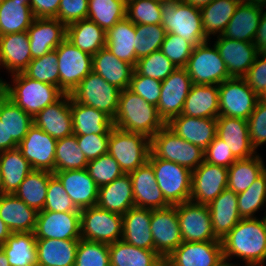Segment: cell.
<instances>
[{
	"instance_id": "6da1fadb",
	"label": "cell",
	"mask_w": 266,
	"mask_h": 266,
	"mask_svg": "<svg viewBox=\"0 0 266 266\" xmlns=\"http://www.w3.org/2000/svg\"><path fill=\"white\" fill-rule=\"evenodd\" d=\"M224 260L236 256L246 262L245 266H263L266 260V227L262 220L242 218L221 239Z\"/></svg>"
},
{
	"instance_id": "7a4b0ae2",
	"label": "cell",
	"mask_w": 266,
	"mask_h": 266,
	"mask_svg": "<svg viewBox=\"0 0 266 266\" xmlns=\"http://www.w3.org/2000/svg\"><path fill=\"white\" fill-rule=\"evenodd\" d=\"M113 126L124 131L140 133L151 139L164 125L157 107L145 101L129 88L121 90Z\"/></svg>"
},
{
	"instance_id": "3957f363",
	"label": "cell",
	"mask_w": 266,
	"mask_h": 266,
	"mask_svg": "<svg viewBox=\"0 0 266 266\" xmlns=\"http://www.w3.org/2000/svg\"><path fill=\"white\" fill-rule=\"evenodd\" d=\"M12 77L15 86L8 84V98L33 118L65 94L58 86L31 79L23 72Z\"/></svg>"
},
{
	"instance_id": "277c9868",
	"label": "cell",
	"mask_w": 266,
	"mask_h": 266,
	"mask_svg": "<svg viewBox=\"0 0 266 266\" xmlns=\"http://www.w3.org/2000/svg\"><path fill=\"white\" fill-rule=\"evenodd\" d=\"M161 25L166 33L181 36L194 47L209 41L202 25L201 11L181 0L161 1Z\"/></svg>"
},
{
	"instance_id": "5b68a950",
	"label": "cell",
	"mask_w": 266,
	"mask_h": 266,
	"mask_svg": "<svg viewBox=\"0 0 266 266\" xmlns=\"http://www.w3.org/2000/svg\"><path fill=\"white\" fill-rule=\"evenodd\" d=\"M151 152L157 157L194 171L204 161V150L172 131L166 124L150 139Z\"/></svg>"
},
{
	"instance_id": "8992f818",
	"label": "cell",
	"mask_w": 266,
	"mask_h": 266,
	"mask_svg": "<svg viewBox=\"0 0 266 266\" xmlns=\"http://www.w3.org/2000/svg\"><path fill=\"white\" fill-rule=\"evenodd\" d=\"M150 151V139L147 136L114 126L111 128L108 153L119 163L124 174L143 166L148 161Z\"/></svg>"
},
{
	"instance_id": "52a82bcc",
	"label": "cell",
	"mask_w": 266,
	"mask_h": 266,
	"mask_svg": "<svg viewBox=\"0 0 266 266\" xmlns=\"http://www.w3.org/2000/svg\"><path fill=\"white\" fill-rule=\"evenodd\" d=\"M147 162L152 166L157 184L170 205L190 200L191 170L177 163L157 158L151 151Z\"/></svg>"
},
{
	"instance_id": "ba28073f",
	"label": "cell",
	"mask_w": 266,
	"mask_h": 266,
	"mask_svg": "<svg viewBox=\"0 0 266 266\" xmlns=\"http://www.w3.org/2000/svg\"><path fill=\"white\" fill-rule=\"evenodd\" d=\"M120 92L115 85L109 84L91 71L70 95L76 102L98 109L113 120L118 109Z\"/></svg>"
},
{
	"instance_id": "9c48e42d",
	"label": "cell",
	"mask_w": 266,
	"mask_h": 266,
	"mask_svg": "<svg viewBox=\"0 0 266 266\" xmlns=\"http://www.w3.org/2000/svg\"><path fill=\"white\" fill-rule=\"evenodd\" d=\"M81 239L112 244L122 239V215L97 206L80 210Z\"/></svg>"
},
{
	"instance_id": "30bf717a",
	"label": "cell",
	"mask_w": 266,
	"mask_h": 266,
	"mask_svg": "<svg viewBox=\"0 0 266 266\" xmlns=\"http://www.w3.org/2000/svg\"><path fill=\"white\" fill-rule=\"evenodd\" d=\"M208 42L193 48L185 67L193 84L219 85L231 78L215 44L210 48Z\"/></svg>"
},
{
	"instance_id": "8fae6325",
	"label": "cell",
	"mask_w": 266,
	"mask_h": 266,
	"mask_svg": "<svg viewBox=\"0 0 266 266\" xmlns=\"http://www.w3.org/2000/svg\"><path fill=\"white\" fill-rule=\"evenodd\" d=\"M55 51L59 66V88L65 94H70L93 70V56L81 51L66 38Z\"/></svg>"
},
{
	"instance_id": "7c38bea8",
	"label": "cell",
	"mask_w": 266,
	"mask_h": 266,
	"mask_svg": "<svg viewBox=\"0 0 266 266\" xmlns=\"http://www.w3.org/2000/svg\"><path fill=\"white\" fill-rule=\"evenodd\" d=\"M219 116L248 120L254 111L258 95L243 78L231 77L218 85Z\"/></svg>"
},
{
	"instance_id": "4fadbf2b",
	"label": "cell",
	"mask_w": 266,
	"mask_h": 266,
	"mask_svg": "<svg viewBox=\"0 0 266 266\" xmlns=\"http://www.w3.org/2000/svg\"><path fill=\"white\" fill-rule=\"evenodd\" d=\"M175 207L183 242L221 241L214 235L207 205L189 200Z\"/></svg>"
},
{
	"instance_id": "5bb4252c",
	"label": "cell",
	"mask_w": 266,
	"mask_h": 266,
	"mask_svg": "<svg viewBox=\"0 0 266 266\" xmlns=\"http://www.w3.org/2000/svg\"><path fill=\"white\" fill-rule=\"evenodd\" d=\"M150 229L154 250L163 259L183 242L175 205L162 209H151Z\"/></svg>"
},
{
	"instance_id": "9a60e30c",
	"label": "cell",
	"mask_w": 266,
	"mask_h": 266,
	"mask_svg": "<svg viewBox=\"0 0 266 266\" xmlns=\"http://www.w3.org/2000/svg\"><path fill=\"white\" fill-rule=\"evenodd\" d=\"M192 84L186 68H177L162 81L157 112L165 124L181 114Z\"/></svg>"
},
{
	"instance_id": "2e32d148",
	"label": "cell",
	"mask_w": 266,
	"mask_h": 266,
	"mask_svg": "<svg viewBox=\"0 0 266 266\" xmlns=\"http://www.w3.org/2000/svg\"><path fill=\"white\" fill-rule=\"evenodd\" d=\"M57 139L33 124L18 149L33 170L54 172Z\"/></svg>"
},
{
	"instance_id": "e0dca14e",
	"label": "cell",
	"mask_w": 266,
	"mask_h": 266,
	"mask_svg": "<svg viewBox=\"0 0 266 266\" xmlns=\"http://www.w3.org/2000/svg\"><path fill=\"white\" fill-rule=\"evenodd\" d=\"M223 260L221 241L182 242L164 259L168 266H218Z\"/></svg>"
},
{
	"instance_id": "ac0fdd59",
	"label": "cell",
	"mask_w": 266,
	"mask_h": 266,
	"mask_svg": "<svg viewBox=\"0 0 266 266\" xmlns=\"http://www.w3.org/2000/svg\"><path fill=\"white\" fill-rule=\"evenodd\" d=\"M228 168L203 161L192 171L190 200L208 205L227 188Z\"/></svg>"
},
{
	"instance_id": "d6986e66",
	"label": "cell",
	"mask_w": 266,
	"mask_h": 266,
	"mask_svg": "<svg viewBox=\"0 0 266 266\" xmlns=\"http://www.w3.org/2000/svg\"><path fill=\"white\" fill-rule=\"evenodd\" d=\"M34 235L36 239H81L80 212L39 211Z\"/></svg>"
},
{
	"instance_id": "ffe728a7",
	"label": "cell",
	"mask_w": 266,
	"mask_h": 266,
	"mask_svg": "<svg viewBox=\"0 0 266 266\" xmlns=\"http://www.w3.org/2000/svg\"><path fill=\"white\" fill-rule=\"evenodd\" d=\"M215 46L226 64L230 77L242 78L259 53L254 43L217 36Z\"/></svg>"
},
{
	"instance_id": "44dd1931",
	"label": "cell",
	"mask_w": 266,
	"mask_h": 266,
	"mask_svg": "<svg viewBox=\"0 0 266 266\" xmlns=\"http://www.w3.org/2000/svg\"><path fill=\"white\" fill-rule=\"evenodd\" d=\"M32 59L55 50L66 38V26L56 18H35L27 30Z\"/></svg>"
},
{
	"instance_id": "7402d4cb",
	"label": "cell",
	"mask_w": 266,
	"mask_h": 266,
	"mask_svg": "<svg viewBox=\"0 0 266 266\" xmlns=\"http://www.w3.org/2000/svg\"><path fill=\"white\" fill-rule=\"evenodd\" d=\"M71 95L64 94L58 101L42 109L34 124L55 139L73 134V117L70 109Z\"/></svg>"
},
{
	"instance_id": "603a6c76",
	"label": "cell",
	"mask_w": 266,
	"mask_h": 266,
	"mask_svg": "<svg viewBox=\"0 0 266 266\" xmlns=\"http://www.w3.org/2000/svg\"><path fill=\"white\" fill-rule=\"evenodd\" d=\"M132 180L135 207L145 209H162L170 204L165 200L157 184L152 166L146 162L129 173Z\"/></svg>"
},
{
	"instance_id": "cb8c5ba5",
	"label": "cell",
	"mask_w": 266,
	"mask_h": 266,
	"mask_svg": "<svg viewBox=\"0 0 266 266\" xmlns=\"http://www.w3.org/2000/svg\"><path fill=\"white\" fill-rule=\"evenodd\" d=\"M78 209L96 206L98 189L87 169L53 172Z\"/></svg>"
},
{
	"instance_id": "d4e9b609",
	"label": "cell",
	"mask_w": 266,
	"mask_h": 266,
	"mask_svg": "<svg viewBox=\"0 0 266 266\" xmlns=\"http://www.w3.org/2000/svg\"><path fill=\"white\" fill-rule=\"evenodd\" d=\"M166 125L179 137L203 150L217 135V118H196L180 114Z\"/></svg>"
},
{
	"instance_id": "484cf974",
	"label": "cell",
	"mask_w": 266,
	"mask_h": 266,
	"mask_svg": "<svg viewBox=\"0 0 266 266\" xmlns=\"http://www.w3.org/2000/svg\"><path fill=\"white\" fill-rule=\"evenodd\" d=\"M217 136L227 144L237 159L250 158L256 153L250 142L248 121L245 119L219 116Z\"/></svg>"
},
{
	"instance_id": "4316f807",
	"label": "cell",
	"mask_w": 266,
	"mask_h": 266,
	"mask_svg": "<svg viewBox=\"0 0 266 266\" xmlns=\"http://www.w3.org/2000/svg\"><path fill=\"white\" fill-rule=\"evenodd\" d=\"M214 235L223 239L242 219L238 211L237 193L226 188L208 205Z\"/></svg>"
},
{
	"instance_id": "83f0119b",
	"label": "cell",
	"mask_w": 266,
	"mask_h": 266,
	"mask_svg": "<svg viewBox=\"0 0 266 266\" xmlns=\"http://www.w3.org/2000/svg\"><path fill=\"white\" fill-rule=\"evenodd\" d=\"M96 206L121 215L135 207L130 175L123 174L113 182L99 187Z\"/></svg>"
},
{
	"instance_id": "f1b7e54d",
	"label": "cell",
	"mask_w": 266,
	"mask_h": 266,
	"mask_svg": "<svg viewBox=\"0 0 266 266\" xmlns=\"http://www.w3.org/2000/svg\"><path fill=\"white\" fill-rule=\"evenodd\" d=\"M32 61L27 31L0 36V65L12 74L23 72Z\"/></svg>"
},
{
	"instance_id": "f546056e",
	"label": "cell",
	"mask_w": 266,
	"mask_h": 266,
	"mask_svg": "<svg viewBox=\"0 0 266 266\" xmlns=\"http://www.w3.org/2000/svg\"><path fill=\"white\" fill-rule=\"evenodd\" d=\"M262 13L263 7L242 0L221 35L228 39L253 43Z\"/></svg>"
},
{
	"instance_id": "4dcf8cb0",
	"label": "cell",
	"mask_w": 266,
	"mask_h": 266,
	"mask_svg": "<svg viewBox=\"0 0 266 266\" xmlns=\"http://www.w3.org/2000/svg\"><path fill=\"white\" fill-rule=\"evenodd\" d=\"M151 209L133 207L122 215V240L142 249L154 250Z\"/></svg>"
},
{
	"instance_id": "1f68e13d",
	"label": "cell",
	"mask_w": 266,
	"mask_h": 266,
	"mask_svg": "<svg viewBox=\"0 0 266 266\" xmlns=\"http://www.w3.org/2000/svg\"><path fill=\"white\" fill-rule=\"evenodd\" d=\"M70 109L73 117L74 135H110L111 128L113 127V121L104 112L91 106L80 104L72 97Z\"/></svg>"
},
{
	"instance_id": "d6a6232c",
	"label": "cell",
	"mask_w": 266,
	"mask_h": 266,
	"mask_svg": "<svg viewBox=\"0 0 266 266\" xmlns=\"http://www.w3.org/2000/svg\"><path fill=\"white\" fill-rule=\"evenodd\" d=\"M181 114L196 118H218V85L192 84Z\"/></svg>"
},
{
	"instance_id": "836d02e7",
	"label": "cell",
	"mask_w": 266,
	"mask_h": 266,
	"mask_svg": "<svg viewBox=\"0 0 266 266\" xmlns=\"http://www.w3.org/2000/svg\"><path fill=\"white\" fill-rule=\"evenodd\" d=\"M37 213L14 194L0 195V218L11 232H34Z\"/></svg>"
},
{
	"instance_id": "e575fe53",
	"label": "cell",
	"mask_w": 266,
	"mask_h": 266,
	"mask_svg": "<svg viewBox=\"0 0 266 266\" xmlns=\"http://www.w3.org/2000/svg\"><path fill=\"white\" fill-rule=\"evenodd\" d=\"M120 90L129 88L134 66L116 58L105 46L93 55V70Z\"/></svg>"
},
{
	"instance_id": "d590c367",
	"label": "cell",
	"mask_w": 266,
	"mask_h": 266,
	"mask_svg": "<svg viewBox=\"0 0 266 266\" xmlns=\"http://www.w3.org/2000/svg\"><path fill=\"white\" fill-rule=\"evenodd\" d=\"M79 239H36L37 266H75Z\"/></svg>"
},
{
	"instance_id": "8d00e7d4",
	"label": "cell",
	"mask_w": 266,
	"mask_h": 266,
	"mask_svg": "<svg viewBox=\"0 0 266 266\" xmlns=\"http://www.w3.org/2000/svg\"><path fill=\"white\" fill-rule=\"evenodd\" d=\"M135 37V24L126 17L106 32V47L116 58L135 67Z\"/></svg>"
},
{
	"instance_id": "74e56055",
	"label": "cell",
	"mask_w": 266,
	"mask_h": 266,
	"mask_svg": "<svg viewBox=\"0 0 266 266\" xmlns=\"http://www.w3.org/2000/svg\"><path fill=\"white\" fill-rule=\"evenodd\" d=\"M66 39L81 51L92 56L106 46V32L89 19H82L67 25Z\"/></svg>"
},
{
	"instance_id": "f35d334b",
	"label": "cell",
	"mask_w": 266,
	"mask_h": 266,
	"mask_svg": "<svg viewBox=\"0 0 266 266\" xmlns=\"http://www.w3.org/2000/svg\"><path fill=\"white\" fill-rule=\"evenodd\" d=\"M110 266H161L165 261L155 251L118 240L109 245Z\"/></svg>"
},
{
	"instance_id": "ab89813d",
	"label": "cell",
	"mask_w": 266,
	"mask_h": 266,
	"mask_svg": "<svg viewBox=\"0 0 266 266\" xmlns=\"http://www.w3.org/2000/svg\"><path fill=\"white\" fill-rule=\"evenodd\" d=\"M0 248L10 266H37V247L34 232H12Z\"/></svg>"
},
{
	"instance_id": "60d3db41",
	"label": "cell",
	"mask_w": 266,
	"mask_h": 266,
	"mask_svg": "<svg viewBox=\"0 0 266 266\" xmlns=\"http://www.w3.org/2000/svg\"><path fill=\"white\" fill-rule=\"evenodd\" d=\"M0 121L7 129V150L18 148L29 128L34 124L33 117L7 98L0 105Z\"/></svg>"
},
{
	"instance_id": "b9f144b4",
	"label": "cell",
	"mask_w": 266,
	"mask_h": 266,
	"mask_svg": "<svg viewBox=\"0 0 266 266\" xmlns=\"http://www.w3.org/2000/svg\"><path fill=\"white\" fill-rule=\"evenodd\" d=\"M30 163L16 148L0 152V171L3 181V194H14L25 177L32 171Z\"/></svg>"
},
{
	"instance_id": "7bdbcfd3",
	"label": "cell",
	"mask_w": 266,
	"mask_h": 266,
	"mask_svg": "<svg viewBox=\"0 0 266 266\" xmlns=\"http://www.w3.org/2000/svg\"><path fill=\"white\" fill-rule=\"evenodd\" d=\"M34 19L29 4L21 0L0 1V36L27 31Z\"/></svg>"
},
{
	"instance_id": "ee69618b",
	"label": "cell",
	"mask_w": 266,
	"mask_h": 266,
	"mask_svg": "<svg viewBox=\"0 0 266 266\" xmlns=\"http://www.w3.org/2000/svg\"><path fill=\"white\" fill-rule=\"evenodd\" d=\"M54 174L45 170H32L19 185L14 195L37 212L42 211L47 196L49 179Z\"/></svg>"
},
{
	"instance_id": "f6af8a7d",
	"label": "cell",
	"mask_w": 266,
	"mask_h": 266,
	"mask_svg": "<svg viewBox=\"0 0 266 266\" xmlns=\"http://www.w3.org/2000/svg\"><path fill=\"white\" fill-rule=\"evenodd\" d=\"M265 170L266 167L259 155L237 159L228 167L227 188L237 194L246 191Z\"/></svg>"
},
{
	"instance_id": "bcb514c9",
	"label": "cell",
	"mask_w": 266,
	"mask_h": 266,
	"mask_svg": "<svg viewBox=\"0 0 266 266\" xmlns=\"http://www.w3.org/2000/svg\"><path fill=\"white\" fill-rule=\"evenodd\" d=\"M242 0H214L200 9L205 35H221Z\"/></svg>"
},
{
	"instance_id": "7dc6e473",
	"label": "cell",
	"mask_w": 266,
	"mask_h": 266,
	"mask_svg": "<svg viewBox=\"0 0 266 266\" xmlns=\"http://www.w3.org/2000/svg\"><path fill=\"white\" fill-rule=\"evenodd\" d=\"M127 3L123 0H89L87 19L105 32L126 18Z\"/></svg>"
},
{
	"instance_id": "c3c4849f",
	"label": "cell",
	"mask_w": 266,
	"mask_h": 266,
	"mask_svg": "<svg viewBox=\"0 0 266 266\" xmlns=\"http://www.w3.org/2000/svg\"><path fill=\"white\" fill-rule=\"evenodd\" d=\"M88 162L78 146L76 135L57 140L54 172L85 169Z\"/></svg>"
},
{
	"instance_id": "681fc988",
	"label": "cell",
	"mask_w": 266,
	"mask_h": 266,
	"mask_svg": "<svg viewBox=\"0 0 266 266\" xmlns=\"http://www.w3.org/2000/svg\"><path fill=\"white\" fill-rule=\"evenodd\" d=\"M135 33L134 48L137 59L160 50L166 35V31L161 24H135Z\"/></svg>"
},
{
	"instance_id": "f907efd6",
	"label": "cell",
	"mask_w": 266,
	"mask_h": 266,
	"mask_svg": "<svg viewBox=\"0 0 266 266\" xmlns=\"http://www.w3.org/2000/svg\"><path fill=\"white\" fill-rule=\"evenodd\" d=\"M238 211L241 218H254V213L266 202V170L251 186L237 194Z\"/></svg>"
},
{
	"instance_id": "816d5d0a",
	"label": "cell",
	"mask_w": 266,
	"mask_h": 266,
	"mask_svg": "<svg viewBox=\"0 0 266 266\" xmlns=\"http://www.w3.org/2000/svg\"><path fill=\"white\" fill-rule=\"evenodd\" d=\"M58 58L55 50L32 59L23 73L34 80L59 87Z\"/></svg>"
},
{
	"instance_id": "f5cc1de1",
	"label": "cell",
	"mask_w": 266,
	"mask_h": 266,
	"mask_svg": "<svg viewBox=\"0 0 266 266\" xmlns=\"http://www.w3.org/2000/svg\"><path fill=\"white\" fill-rule=\"evenodd\" d=\"M177 67L160 51L137 60L134 70L139 74L159 81L165 80Z\"/></svg>"
},
{
	"instance_id": "db71d44e",
	"label": "cell",
	"mask_w": 266,
	"mask_h": 266,
	"mask_svg": "<svg viewBox=\"0 0 266 266\" xmlns=\"http://www.w3.org/2000/svg\"><path fill=\"white\" fill-rule=\"evenodd\" d=\"M126 17L134 24H160L162 19L161 1L130 0L127 2Z\"/></svg>"
},
{
	"instance_id": "11a10c76",
	"label": "cell",
	"mask_w": 266,
	"mask_h": 266,
	"mask_svg": "<svg viewBox=\"0 0 266 266\" xmlns=\"http://www.w3.org/2000/svg\"><path fill=\"white\" fill-rule=\"evenodd\" d=\"M86 169L98 187L109 184L124 174L119 163L109 153L90 160Z\"/></svg>"
},
{
	"instance_id": "9f6ffc18",
	"label": "cell",
	"mask_w": 266,
	"mask_h": 266,
	"mask_svg": "<svg viewBox=\"0 0 266 266\" xmlns=\"http://www.w3.org/2000/svg\"><path fill=\"white\" fill-rule=\"evenodd\" d=\"M75 266H110L109 245L79 239Z\"/></svg>"
},
{
	"instance_id": "6f0895ef",
	"label": "cell",
	"mask_w": 266,
	"mask_h": 266,
	"mask_svg": "<svg viewBox=\"0 0 266 266\" xmlns=\"http://www.w3.org/2000/svg\"><path fill=\"white\" fill-rule=\"evenodd\" d=\"M194 46L181 36L166 33L160 51L177 67L185 68Z\"/></svg>"
},
{
	"instance_id": "680465c9",
	"label": "cell",
	"mask_w": 266,
	"mask_h": 266,
	"mask_svg": "<svg viewBox=\"0 0 266 266\" xmlns=\"http://www.w3.org/2000/svg\"><path fill=\"white\" fill-rule=\"evenodd\" d=\"M42 211L80 212L55 175L49 179L46 201Z\"/></svg>"
},
{
	"instance_id": "91938a15",
	"label": "cell",
	"mask_w": 266,
	"mask_h": 266,
	"mask_svg": "<svg viewBox=\"0 0 266 266\" xmlns=\"http://www.w3.org/2000/svg\"><path fill=\"white\" fill-rule=\"evenodd\" d=\"M162 82L133 72L129 89L141 96L145 101L157 107Z\"/></svg>"
},
{
	"instance_id": "94428289",
	"label": "cell",
	"mask_w": 266,
	"mask_h": 266,
	"mask_svg": "<svg viewBox=\"0 0 266 266\" xmlns=\"http://www.w3.org/2000/svg\"><path fill=\"white\" fill-rule=\"evenodd\" d=\"M247 121L250 142L256 150L258 146L266 142V104L258 101Z\"/></svg>"
},
{
	"instance_id": "6125c7cd",
	"label": "cell",
	"mask_w": 266,
	"mask_h": 266,
	"mask_svg": "<svg viewBox=\"0 0 266 266\" xmlns=\"http://www.w3.org/2000/svg\"><path fill=\"white\" fill-rule=\"evenodd\" d=\"M204 152V161L225 168L230 167L237 160L230 148L227 147V144L217 135Z\"/></svg>"
},
{
	"instance_id": "be15d7a7",
	"label": "cell",
	"mask_w": 266,
	"mask_h": 266,
	"mask_svg": "<svg viewBox=\"0 0 266 266\" xmlns=\"http://www.w3.org/2000/svg\"><path fill=\"white\" fill-rule=\"evenodd\" d=\"M89 0H61L56 19L65 26L87 19Z\"/></svg>"
},
{
	"instance_id": "e7e4bbea",
	"label": "cell",
	"mask_w": 266,
	"mask_h": 266,
	"mask_svg": "<svg viewBox=\"0 0 266 266\" xmlns=\"http://www.w3.org/2000/svg\"><path fill=\"white\" fill-rule=\"evenodd\" d=\"M110 135H83L76 136L77 143L88 161L108 153V140Z\"/></svg>"
},
{
	"instance_id": "03108f58",
	"label": "cell",
	"mask_w": 266,
	"mask_h": 266,
	"mask_svg": "<svg viewBox=\"0 0 266 266\" xmlns=\"http://www.w3.org/2000/svg\"><path fill=\"white\" fill-rule=\"evenodd\" d=\"M242 78L257 95L266 89V53H258L255 62Z\"/></svg>"
},
{
	"instance_id": "003e7915",
	"label": "cell",
	"mask_w": 266,
	"mask_h": 266,
	"mask_svg": "<svg viewBox=\"0 0 266 266\" xmlns=\"http://www.w3.org/2000/svg\"><path fill=\"white\" fill-rule=\"evenodd\" d=\"M61 0H31L35 18H56Z\"/></svg>"
},
{
	"instance_id": "a7ac6f4b",
	"label": "cell",
	"mask_w": 266,
	"mask_h": 266,
	"mask_svg": "<svg viewBox=\"0 0 266 266\" xmlns=\"http://www.w3.org/2000/svg\"><path fill=\"white\" fill-rule=\"evenodd\" d=\"M254 45L259 52L266 53V12L261 15L260 23L254 39Z\"/></svg>"
},
{
	"instance_id": "89a4df30",
	"label": "cell",
	"mask_w": 266,
	"mask_h": 266,
	"mask_svg": "<svg viewBox=\"0 0 266 266\" xmlns=\"http://www.w3.org/2000/svg\"><path fill=\"white\" fill-rule=\"evenodd\" d=\"M7 151V129L4 122L0 121V152Z\"/></svg>"
},
{
	"instance_id": "2644e50d",
	"label": "cell",
	"mask_w": 266,
	"mask_h": 266,
	"mask_svg": "<svg viewBox=\"0 0 266 266\" xmlns=\"http://www.w3.org/2000/svg\"><path fill=\"white\" fill-rule=\"evenodd\" d=\"M11 231L4 223V221L0 218V244L4 243L6 239L11 235Z\"/></svg>"
},
{
	"instance_id": "8c879c8a",
	"label": "cell",
	"mask_w": 266,
	"mask_h": 266,
	"mask_svg": "<svg viewBox=\"0 0 266 266\" xmlns=\"http://www.w3.org/2000/svg\"><path fill=\"white\" fill-rule=\"evenodd\" d=\"M181 1L195 8L201 9L204 6L213 2L214 0H181Z\"/></svg>"
},
{
	"instance_id": "753ad0ef",
	"label": "cell",
	"mask_w": 266,
	"mask_h": 266,
	"mask_svg": "<svg viewBox=\"0 0 266 266\" xmlns=\"http://www.w3.org/2000/svg\"><path fill=\"white\" fill-rule=\"evenodd\" d=\"M8 84L0 79V105L8 98Z\"/></svg>"
},
{
	"instance_id": "34e18365",
	"label": "cell",
	"mask_w": 266,
	"mask_h": 266,
	"mask_svg": "<svg viewBox=\"0 0 266 266\" xmlns=\"http://www.w3.org/2000/svg\"><path fill=\"white\" fill-rule=\"evenodd\" d=\"M0 266H10L7 260V256L1 248H0Z\"/></svg>"
},
{
	"instance_id": "11e5206c",
	"label": "cell",
	"mask_w": 266,
	"mask_h": 266,
	"mask_svg": "<svg viewBox=\"0 0 266 266\" xmlns=\"http://www.w3.org/2000/svg\"><path fill=\"white\" fill-rule=\"evenodd\" d=\"M243 1L260 7L266 6V0H243Z\"/></svg>"
},
{
	"instance_id": "2a66077c",
	"label": "cell",
	"mask_w": 266,
	"mask_h": 266,
	"mask_svg": "<svg viewBox=\"0 0 266 266\" xmlns=\"http://www.w3.org/2000/svg\"><path fill=\"white\" fill-rule=\"evenodd\" d=\"M259 101L266 104V89L263 90L259 95Z\"/></svg>"
},
{
	"instance_id": "b9fcfbb0",
	"label": "cell",
	"mask_w": 266,
	"mask_h": 266,
	"mask_svg": "<svg viewBox=\"0 0 266 266\" xmlns=\"http://www.w3.org/2000/svg\"><path fill=\"white\" fill-rule=\"evenodd\" d=\"M3 194V181H2V174H1V171H0V195Z\"/></svg>"
},
{
	"instance_id": "09005b40",
	"label": "cell",
	"mask_w": 266,
	"mask_h": 266,
	"mask_svg": "<svg viewBox=\"0 0 266 266\" xmlns=\"http://www.w3.org/2000/svg\"><path fill=\"white\" fill-rule=\"evenodd\" d=\"M218 266H237V265H232V263H228L226 260H223Z\"/></svg>"
},
{
	"instance_id": "979ff035",
	"label": "cell",
	"mask_w": 266,
	"mask_h": 266,
	"mask_svg": "<svg viewBox=\"0 0 266 266\" xmlns=\"http://www.w3.org/2000/svg\"><path fill=\"white\" fill-rule=\"evenodd\" d=\"M22 2H24L25 4H29L31 3V0H21Z\"/></svg>"
},
{
	"instance_id": "deb4b68c",
	"label": "cell",
	"mask_w": 266,
	"mask_h": 266,
	"mask_svg": "<svg viewBox=\"0 0 266 266\" xmlns=\"http://www.w3.org/2000/svg\"><path fill=\"white\" fill-rule=\"evenodd\" d=\"M263 221H264V223H265V227H266V216L263 217Z\"/></svg>"
},
{
	"instance_id": "67dfc351",
	"label": "cell",
	"mask_w": 266,
	"mask_h": 266,
	"mask_svg": "<svg viewBox=\"0 0 266 266\" xmlns=\"http://www.w3.org/2000/svg\"><path fill=\"white\" fill-rule=\"evenodd\" d=\"M161 266H168L165 262Z\"/></svg>"
}]
</instances>
